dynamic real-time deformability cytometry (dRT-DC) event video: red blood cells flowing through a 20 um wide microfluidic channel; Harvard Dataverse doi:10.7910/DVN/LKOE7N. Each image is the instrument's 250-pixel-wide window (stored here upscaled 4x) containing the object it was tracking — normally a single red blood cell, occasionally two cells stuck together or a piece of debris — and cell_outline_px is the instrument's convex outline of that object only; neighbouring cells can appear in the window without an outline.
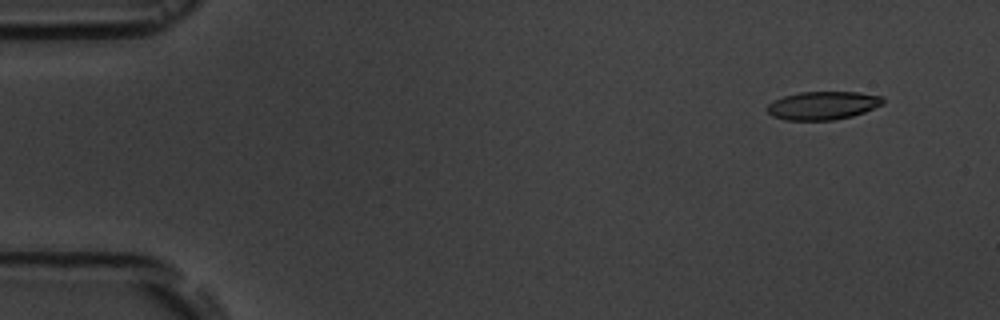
{"species": "common noctule bat (a hibernating species)", "species_latin": "Nyctalus noctula", "temperature_condition": "room temperature", "stored_images_in_passage": 8, "camera_frame_rate_fps": 3000, "um_per_image_px": 0.085, "animal": {"sex": "male", "body_mass_g": 19.5, "forearm_length_mm": 54.6}, "frame": {"image": 1, "passage_image": 1, "time_ms": 0.0, "image_size_px": [1000, 320], "cell_outline_px": [[884, 104], [864, 112], [852, 116], [832, 120], [784, 120], [772, 116], [764, 108], [768, 104], [784, 96], [800, 92], [856, 92], [880, 96], [884, 100]], "centroid_in_image_um": [69.92, 8.97], "position_along_channel_um": 15.1, "area_um2": 19.02}}
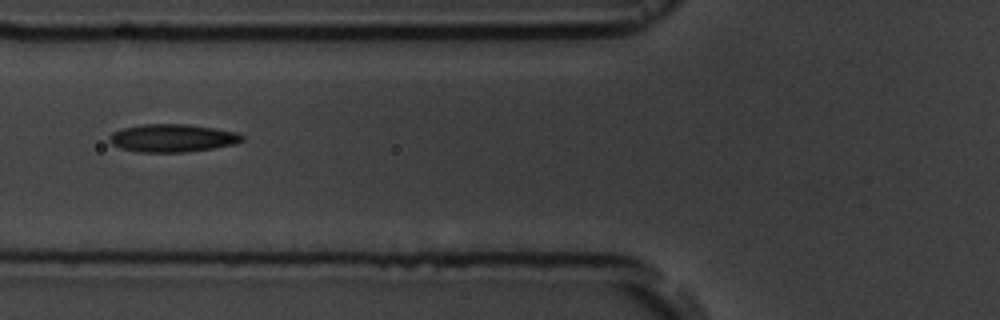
{"frame": {"image": 2, "passage_image": 6, "time_ms": 5.667, "image_size_px": [1000, 320], "cell_outline_px": [[244, 140], [236, 144], [212, 148], [184, 152], [140, 152], [120, 148], [112, 144], [108, 140], [108, 136], [112, 132], [124, 128], [144, 124], [188, 124], [236, 132], [244, 136]], "centroid_in_image_um": [14.64, 11.73], "position_along_channel_um": 111.2, "area_um2": 21.5}}
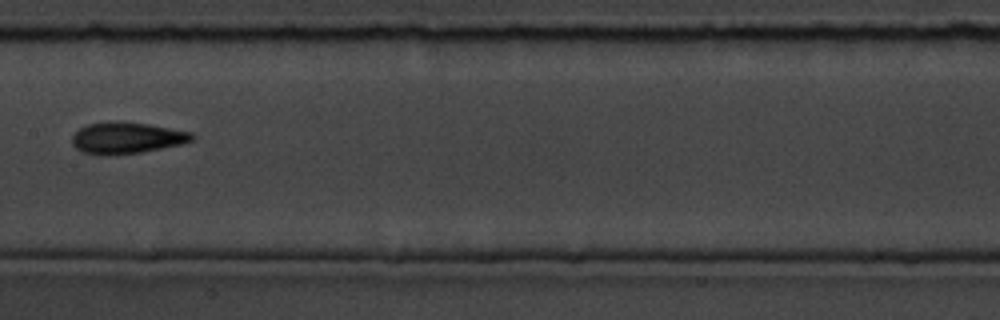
{"frame": {"image": 3, "passage_image": 8, "time_ms": 8.0, "image_size_px": [1000, 320], "cell_outline_px": [[196, 136], [192, 140], [180, 144], [140, 152], [108, 156], [84, 152], [76, 148], [72, 144], [72, 136], [80, 128], [88, 124], [108, 120], [120, 120], [148, 124], [192, 132]], "centroid_in_image_um": [10.75, 11.7], "position_along_channel_um": 196.7, "area_um2": 22.08}}